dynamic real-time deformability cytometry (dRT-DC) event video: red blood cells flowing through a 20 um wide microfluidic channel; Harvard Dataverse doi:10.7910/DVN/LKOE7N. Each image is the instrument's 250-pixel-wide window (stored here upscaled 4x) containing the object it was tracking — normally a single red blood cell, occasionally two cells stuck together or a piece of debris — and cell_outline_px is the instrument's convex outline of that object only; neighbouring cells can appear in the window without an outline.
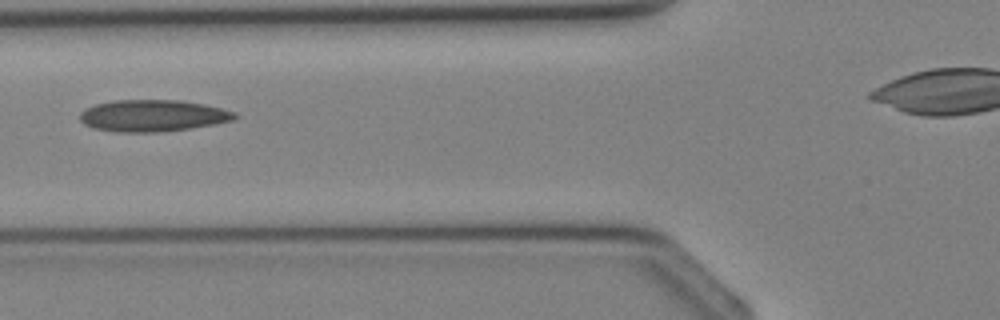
{"species": "Egyptian fruit bat (a non-hibernating species)", "species_latin": "Rousettus aegyptiacus", "temperature_condition": "cold", "stored_images_in_passage": 22, "camera_frame_rate_fps": 3000, "um_per_image_px": 0.085, "animal": {"sex": "female"}, "frame": {"image": 1, "passage_image": 3, "time_ms": 0.667, "image_size_px": [1000, 320], "cell_outline_px": [[240, 116], [236, 120], [216, 124], [192, 128], [160, 132], [116, 132], [92, 128], [84, 124], [80, 120], [80, 112], [96, 104], [112, 100], [180, 100], [204, 104], [236, 112]], "centroid_in_image_um": [13.03, 9.84], "position_along_channel_um": 112.8, "area_um2": 28.9}}
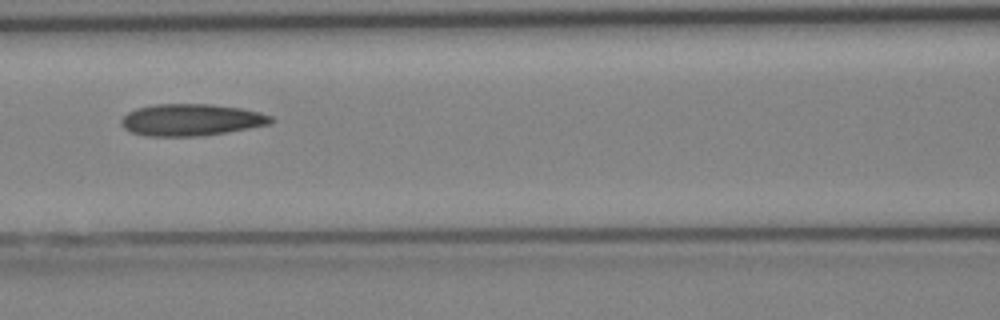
{"frame": {"image": 2, "passage_image": 5, "time_ms": 1.333, "image_size_px": [1000, 320], "cell_outline_px": [[276, 120], [272, 124], [200, 136], [144, 136], [132, 132], [124, 128], [120, 124], [120, 120], [128, 112], [136, 108], [156, 104], [212, 104], [240, 108], [260, 112], [272, 116]], "centroid_in_image_um": [16.26, 10.18], "position_along_channel_um": 150.3, "area_um2": 27.86}}
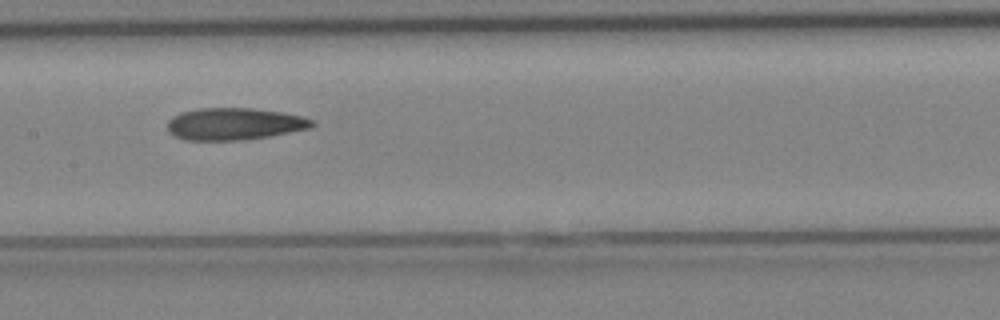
{"frame": {"image": 3, "passage_image": 7, "time_ms": 2.0, "image_size_px": [1000, 320], "cell_outline_px": [[316, 124], [312, 128], [268, 136], [240, 140], [184, 140], [172, 136], [168, 132], [168, 120], [172, 116], [180, 112], [196, 108], [252, 108], [280, 112], [304, 116], [312, 120]], "centroid_in_image_um": [19.89, 10.53], "position_along_channel_um": 187.5, "area_um2": 27.22}}